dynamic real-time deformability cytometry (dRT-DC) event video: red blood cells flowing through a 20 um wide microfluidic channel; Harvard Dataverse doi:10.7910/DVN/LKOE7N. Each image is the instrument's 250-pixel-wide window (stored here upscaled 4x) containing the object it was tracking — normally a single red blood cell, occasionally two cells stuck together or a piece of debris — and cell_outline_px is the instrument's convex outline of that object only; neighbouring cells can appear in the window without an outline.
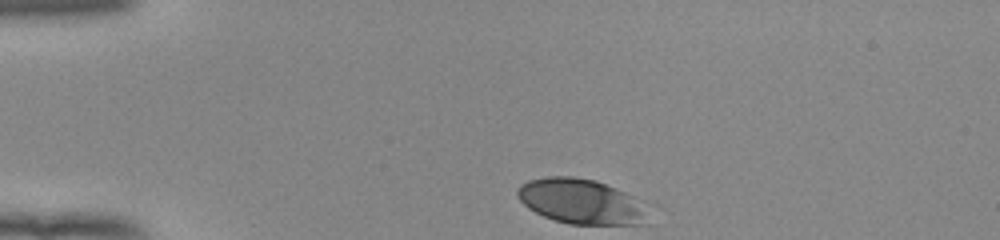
{"species": "human", "species_latin": "Homo sapiens", "temperature_condition": "room temperature", "stored_images_in_passage": 33, "camera_frame_rate_fps": 3000, "um_per_image_px": 0.085, "donor": {"sex": "female"}, "frame": {"image": 1, "passage_image": 1, "time_ms": 0.0, "image_size_px": [1000, 240], "cell_outline_px": [[648, 224], [568, 224], [544, 216], [528, 208], [516, 196], [516, 188], [520, 184], [528, 180], [548, 176], [572, 176], [596, 180], [616, 188], [632, 196]], "centroid_in_image_um": [49.24, 17.1], "position_along_channel_um": 35.8, "area_um2": 33.58}}
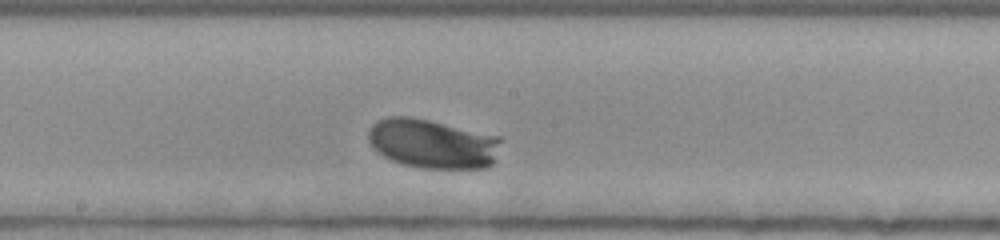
{"frame": {"image": 2, "passage_image": 19, "time_ms": 6.0, "image_size_px": [1000, 240], "cell_outline_px": [[504, 136], [492, 164], [488, 168], [420, 168], [400, 164], [384, 156], [372, 148], [368, 140], [368, 132], [372, 124], [376, 120], [388, 116], [408, 116], [428, 120]], "centroid_in_image_um": [36.77, 12.21], "position_along_channel_um": 211.4, "area_um2": 38.61}}
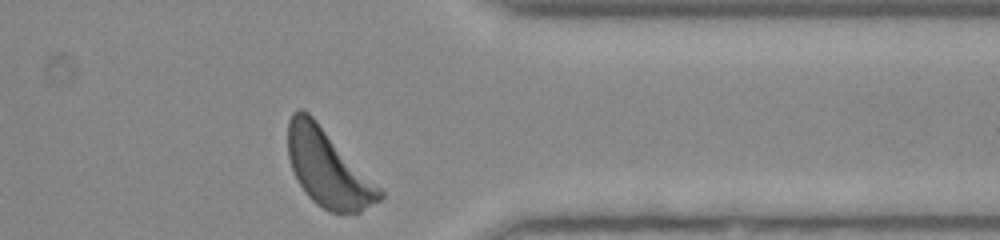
{"frame": {"image": 3, "passage_image": 33, "time_ms": 10.667, "image_size_px": [1000, 240], "cell_outline_px": [[384, 196], [380, 200], [360, 212], [328, 212], [316, 204], [308, 196], [300, 184], [292, 168], [288, 156], [288, 120], [292, 112], [300, 108], [308, 112], [316, 120], [384, 192]], "centroid_in_image_um": [27.85, 14.29], "position_along_channel_um": 383.5, "area_um2": 40.52}, "authors_computed_cell_mechanics": {"area_um2": 36.8764, "velocity_mm_per_s": 3.8318, "shape_relaxation_time_tau1_ms": 1.5875, "shape_relaxation_time_tau2_ms": null, "deformation_change_tau1": 0.124, "deformation_change_tau2": null}}